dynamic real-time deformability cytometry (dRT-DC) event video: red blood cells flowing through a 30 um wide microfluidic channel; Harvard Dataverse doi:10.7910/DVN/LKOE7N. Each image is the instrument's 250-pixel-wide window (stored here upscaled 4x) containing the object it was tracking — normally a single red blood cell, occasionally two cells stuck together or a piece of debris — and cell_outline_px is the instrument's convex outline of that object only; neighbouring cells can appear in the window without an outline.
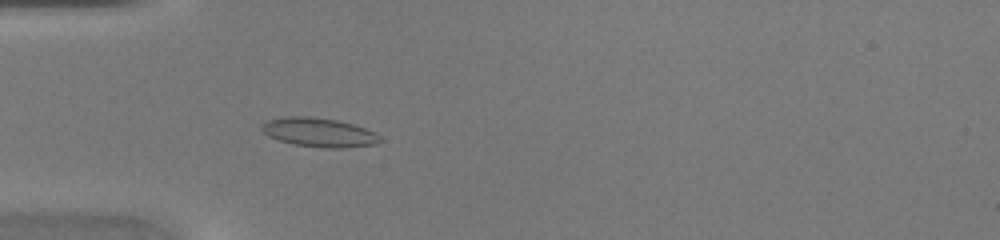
{"species": "common noctule bat (a hibernating species)", "species_latin": "Nyctalus noctula", "temperature_condition": "warm", "stored_images_in_passage": 47, "camera_frame_rate_fps": 3000, "um_per_image_px": 0.085, "animal": {"sex": "female", "body_mass_g": 20.0, "forearm_length_mm": 54.0}, "frame": {"image": 1, "passage_image": 15, "time_ms": 4.667, "image_size_px": [1000, 240], "cell_outline_px": [[384, 140], [376, 144], [348, 148], [328, 148], [292, 144], [268, 136], [260, 128], [268, 120], [288, 116], [308, 116], [336, 120], [352, 124], [376, 132]], "centroid_in_image_um": [27.16, 11.26], "position_along_channel_um": 57.8, "area_um2": 20.0}}
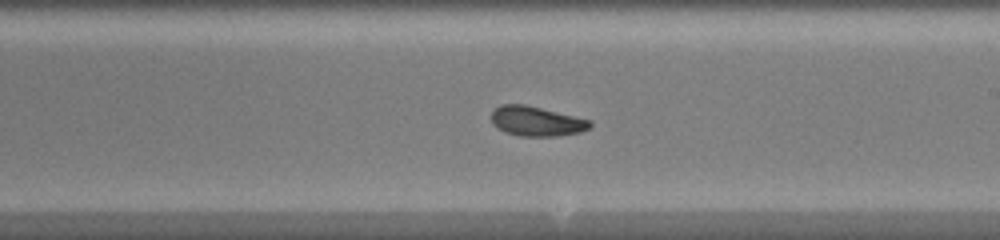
{"frame": {"image": 2, "passage_image": 28, "time_ms": 9.0, "image_size_px": [1000, 240], "cell_outline_px": [[592, 124], [588, 128], [580, 132], [560, 136], [520, 136], [504, 132], [496, 128], [492, 124], [492, 112], [500, 104], [524, 104], [592, 120]], "centroid_in_image_um": [45.58, 10.31], "position_along_channel_um": 243.4, "area_um2": 17.17}}
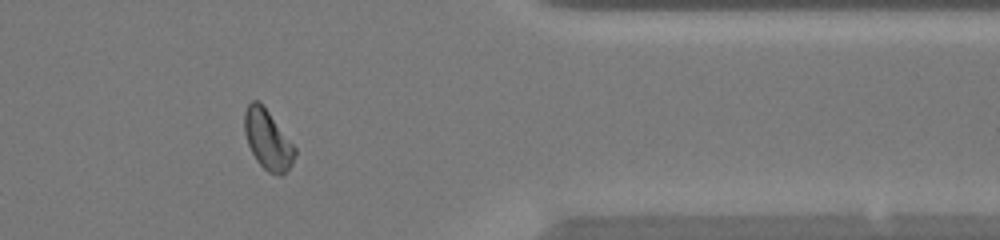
{"frame": {"image": 3, "passage_image": 39, "time_ms": 12.667, "image_size_px": [1000, 240], "cell_outline_px": [[296, 156], [292, 164], [280, 176], [268, 172], [256, 160], [248, 144], [244, 132], [244, 112], [248, 104], [252, 100], [256, 100], [268, 112], [296, 148]], "centroid_in_image_um": [22.75, 11.9], "position_along_channel_um": 388.7, "area_um2": 17.17}}